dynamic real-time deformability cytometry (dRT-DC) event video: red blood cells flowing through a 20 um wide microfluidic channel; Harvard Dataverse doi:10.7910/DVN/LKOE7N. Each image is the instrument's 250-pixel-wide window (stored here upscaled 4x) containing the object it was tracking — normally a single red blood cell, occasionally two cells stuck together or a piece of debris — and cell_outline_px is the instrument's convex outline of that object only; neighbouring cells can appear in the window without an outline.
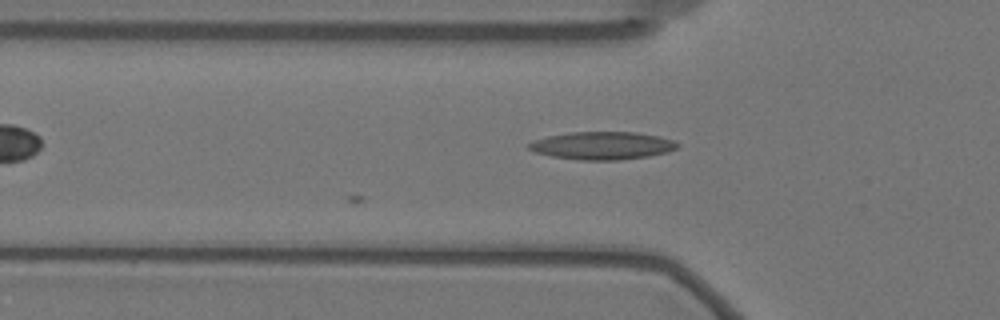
{"species": "Egyptian fruit bat (a non-hibernating species)", "species_latin": "Rousettus aegyptiacus", "temperature_condition": "warm", "stored_images_in_passage": 7, "camera_frame_rate_fps": 3000, "um_per_image_px": 0.085, "animal": {"sex": "female"}, "frame": {"image": 1, "passage_image": 7, "time_ms": 2.0, "image_size_px": [1000, 320], "cell_outline_px": [[680, 144], [676, 148], [668, 152], [648, 156], [620, 160], [580, 160], [552, 156], [536, 152], [528, 148], [528, 144], [536, 140], [548, 136], [572, 132], [636, 132], [660, 136], [672, 140]], "centroid_in_image_um": [51.23, 12.37], "position_along_channel_um": 74.6, "area_um2": 23.93}}